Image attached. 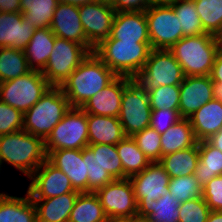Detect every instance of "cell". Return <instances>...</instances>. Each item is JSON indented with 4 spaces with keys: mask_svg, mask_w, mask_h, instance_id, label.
I'll return each instance as SVG.
<instances>
[{
    "mask_svg": "<svg viewBox=\"0 0 222 222\" xmlns=\"http://www.w3.org/2000/svg\"><path fill=\"white\" fill-rule=\"evenodd\" d=\"M116 77L117 75L92 52L59 87L66 95L71 107L81 108Z\"/></svg>",
    "mask_w": 222,
    "mask_h": 222,
    "instance_id": "obj_1",
    "label": "cell"
},
{
    "mask_svg": "<svg viewBox=\"0 0 222 222\" xmlns=\"http://www.w3.org/2000/svg\"><path fill=\"white\" fill-rule=\"evenodd\" d=\"M46 160L44 139L25 130L0 136V170L6 162L29 178Z\"/></svg>",
    "mask_w": 222,
    "mask_h": 222,
    "instance_id": "obj_2",
    "label": "cell"
},
{
    "mask_svg": "<svg viewBox=\"0 0 222 222\" xmlns=\"http://www.w3.org/2000/svg\"><path fill=\"white\" fill-rule=\"evenodd\" d=\"M151 50V43L104 39L93 52L117 76L136 79L143 70Z\"/></svg>",
    "mask_w": 222,
    "mask_h": 222,
    "instance_id": "obj_3",
    "label": "cell"
},
{
    "mask_svg": "<svg viewBox=\"0 0 222 222\" xmlns=\"http://www.w3.org/2000/svg\"><path fill=\"white\" fill-rule=\"evenodd\" d=\"M218 50L217 38L210 33L183 37L169 49L185 76L210 75Z\"/></svg>",
    "mask_w": 222,
    "mask_h": 222,
    "instance_id": "obj_4",
    "label": "cell"
},
{
    "mask_svg": "<svg viewBox=\"0 0 222 222\" xmlns=\"http://www.w3.org/2000/svg\"><path fill=\"white\" fill-rule=\"evenodd\" d=\"M70 108L61 88L51 86L40 100L24 113L23 130L46 140Z\"/></svg>",
    "mask_w": 222,
    "mask_h": 222,
    "instance_id": "obj_5",
    "label": "cell"
},
{
    "mask_svg": "<svg viewBox=\"0 0 222 222\" xmlns=\"http://www.w3.org/2000/svg\"><path fill=\"white\" fill-rule=\"evenodd\" d=\"M51 86L42 72L31 70L15 79L0 83V100L24 114Z\"/></svg>",
    "mask_w": 222,
    "mask_h": 222,
    "instance_id": "obj_6",
    "label": "cell"
},
{
    "mask_svg": "<svg viewBox=\"0 0 222 222\" xmlns=\"http://www.w3.org/2000/svg\"><path fill=\"white\" fill-rule=\"evenodd\" d=\"M151 110L148 93L137 79H132L124 87L118 115L125 136L149 127Z\"/></svg>",
    "mask_w": 222,
    "mask_h": 222,
    "instance_id": "obj_7",
    "label": "cell"
},
{
    "mask_svg": "<svg viewBox=\"0 0 222 222\" xmlns=\"http://www.w3.org/2000/svg\"><path fill=\"white\" fill-rule=\"evenodd\" d=\"M89 145L87 113L71 107L45 140L47 155L60 149H83Z\"/></svg>",
    "mask_w": 222,
    "mask_h": 222,
    "instance_id": "obj_8",
    "label": "cell"
},
{
    "mask_svg": "<svg viewBox=\"0 0 222 222\" xmlns=\"http://www.w3.org/2000/svg\"><path fill=\"white\" fill-rule=\"evenodd\" d=\"M184 78L181 65L169 50L152 49L136 79L148 93L160 86H180Z\"/></svg>",
    "mask_w": 222,
    "mask_h": 222,
    "instance_id": "obj_9",
    "label": "cell"
},
{
    "mask_svg": "<svg viewBox=\"0 0 222 222\" xmlns=\"http://www.w3.org/2000/svg\"><path fill=\"white\" fill-rule=\"evenodd\" d=\"M89 53L84 46L74 41L56 37L42 74L52 86H60Z\"/></svg>",
    "mask_w": 222,
    "mask_h": 222,
    "instance_id": "obj_10",
    "label": "cell"
},
{
    "mask_svg": "<svg viewBox=\"0 0 222 222\" xmlns=\"http://www.w3.org/2000/svg\"><path fill=\"white\" fill-rule=\"evenodd\" d=\"M152 49L169 50L182 38V28L172 6H150L145 11Z\"/></svg>",
    "mask_w": 222,
    "mask_h": 222,
    "instance_id": "obj_11",
    "label": "cell"
},
{
    "mask_svg": "<svg viewBox=\"0 0 222 222\" xmlns=\"http://www.w3.org/2000/svg\"><path fill=\"white\" fill-rule=\"evenodd\" d=\"M95 194L108 219L137 217V202L129 178L114 179Z\"/></svg>",
    "mask_w": 222,
    "mask_h": 222,
    "instance_id": "obj_12",
    "label": "cell"
},
{
    "mask_svg": "<svg viewBox=\"0 0 222 222\" xmlns=\"http://www.w3.org/2000/svg\"><path fill=\"white\" fill-rule=\"evenodd\" d=\"M29 179L31 182L27 192L31 199H47L68 192H79L73 188L66 174L48 160L44 161Z\"/></svg>",
    "mask_w": 222,
    "mask_h": 222,
    "instance_id": "obj_13",
    "label": "cell"
},
{
    "mask_svg": "<svg viewBox=\"0 0 222 222\" xmlns=\"http://www.w3.org/2000/svg\"><path fill=\"white\" fill-rule=\"evenodd\" d=\"M115 13L112 5L96 1L79 6L86 39L94 48L110 36Z\"/></svg>",
    "mask_w": 222,
    "mask_h": 222,
    "instance_id": "obj_14",
    "label": "cell"
},
{
    "mask_svg": "<svg viewBox=\"0 0 222 222\" xmlns=\"http://www.w3.org/2000/svg\"><path fill=\"white\" fill-rule=\"evenodd\" d=\"M129 179L137 203H151L169 192L170 177L159 162H151L142 172Z\"/></svg>",
    "mask_w": 222,
    "mask_h": 222,
    "instance_id": "obj_15",
    "label": "cell"
},
{
    "mask_svg": "<svg viewBox=\"0 0 222 222\" xmlns=\"http://www.w3.org/2000/svg\"><path fill=\"white\" fill-rule=\"evenodd\" d=\"M50 29L56 37L74 41L84 46L90 53L94 51V47L86 39L78 6L58 3Z\"/></svg>",
    "mask_w": 222,
    "mask_h": 222,
    "instance_id": "obj_16",
    "label": "cell"
},
{
    "mask_svg": "<svg viewBox=\"0 0 222 222\" xmlns=\"http://www.w3.org/2000/svg\"><path fill=\"white\" fill-rule=\"evenodd\" d=\"M213 81L207 76H185L180 88L179 114L189 118L208 101L213 100Z\"/></svg>",
    "mask_w": 222,
    "mask_h": 222,
    "instance_id": "obj_17",
    "label": "cell"
},
{
    "mask_svg": "<svg viewBox=\"0 0 222 222\" xmlns=\"http://www.w3.org/2000/svg\"><path fill=\"white\" fill-rule=\"evenodd\" d=\"M47 160L70 179L76 191L88 192V170L83 160L82 149H60L51 151Z\"/></svg>",
    "mask_w": 222,
    "mask_h": 222,
    "instance_id": "obj_18",
    "label": "cell"
},
{
    "mask_svg": "<svg viewBox=\"0 0 222 222\" xmlns=\"http://www.w3.org/2000/svg\"><path fill=\"white\" fill-rule=\"evenodd\" d=\"M131 78L117 76L102 91L93 95L81 108L87 114L118 118L124 87Z\"/></svg>",
    "mask_w": 222,
    "mask_h": 222,
    "instance_id": "obj_19",
    "label": "cell"
},
{
    "mask_svg": "<svg viewBox=\"0 0 222 222\" xmlns=\"http://www.w3.org/2000/svg\"><path fill=\"white\" fill-rule=\"evenodd\" d=\"M107 39L150 43L145 11L115 13L111 33Z\"/></svg>",
    "mask_w": 222,
    "mask_h": 222,
    "instance_id": "obj_20",
    "label": "cell"
},
{
    "mask_svg": "<svg viewBox=\"0 0 222 222\" xmlns=\"http://www.w3.org/2000/svg\"><path fill=\"white\" fill-rule=\"evenodd\" d=\"M35 30L34 26L25 22L21 12H0V47L24 51Z\"/></svg>",
    "mask_w": 222,
    "mask_h": 222,
    "instance_id": "obj_21",
    "label": "cell"
},
{
    "mask_svg": "<svg viewBox=\"0 0 222 222\" xmlns=\"http://www.w3.org/2000/svg\"><path fill=\"white\" fill-rule=\"evenodd\" d=\"M188 119L197 141H205L222 129V103L215 99L208 101Z\"/></svg>",
    "mask_w": 222,
    "mask_h": 222,
    "instance_id": "obj_22",
    "label": "cell"
},
{
    "mask_svg": "<svg viewBox=\"0 0 222 222\" xmlns=\"http://www.w3.org/2000/svg\"><path fill=\"white\" fill-rule=\"evenodd\" d=\"M80 192H68L53 198L32 199L37 222H68Z\"/></svg>",
    "mask_w": 222,
    "mask_h": 222,
    "instance_id": "obj_23",
    "label": "cell"
},
{
    "mask_svg": "<svg viewBox=\"0 0 222 222\" xmlns=\"http://www.w3.org/2000/svg\"><path fill=\"white\" fill-rule=\"evenodd\" d=\"M87 124L89 145H117L125 137L119 118L87 114Z\"/></svg>",
    "mask_w": 222,
    "mask_h": 222,
    "instance_id": "obj_24",
    "label": "cell"
},
{
    "mask_svg": "<svg viewBox=\"0 0 222 222\" xmlns=\"http://www.w3.org/2000/svg\"><path fill=\"white\" fill-rule=\"evenodd\" d=\"M56 36L50 28L36 29L30 42L24 49L31 70L42 72L53 51Z\"/></svg>",
    "mask_w": 222,
    "mask_h": 222,
    "instance_id": "obj_25",
    "label": "cell"
},
{
    "mask_svg": "<svg viewBox=\"0 0 222 222\" xmlns=\"http://www.w3.org/2000/svg\"><path fill=\"white\" fill-rule=\"evenodd\" d=\"M0 222H37L36 208L28 192L24 197L0 193Z\"/></svg>",
    "mask_w": 222,
    "mask_h": 222,
    "instance_id": "obj_26",
    "label": "cell"
},
{
    "mask_svg": "<svg viewBox=\"0 0 222 222\" xmlns=\"http://www.w3.org/2000/svg\"><path fill=\"white\" fill-rule=\"evenodd\" d=\"M180 204L167 192L151 203H137V217L147 222H179Z\"/></svg>",
    "mask_w": 222,
    "mask_h": 222,
    "instance_id": "obj_27",
    "label": "cell"
},
{
    "mask_svg": "<svg viewBox=\"0 0 222 222\" xmlns=\"http://www.w3.org/2000/svg\"><path fill=\"white\" fill-rule=\"evenodd\" d=\"M198 143L188 118H182L161 134V157Z\"/></svg>",
    "mask_w": 222,
    "mask_h": 222,
    "instance_id": "obj_28",
    "label": "cell"
},
{
    "mask_svg": "<svg viewBox=\"0 0 222 222\" xmlns=\"http://www.w3.org/2000/svg\"><path fill=\"white\" fill-rule=\"evenodd\" d=\"M198 162V143L193 147L162 156L159 161L170 179L194 175Z\"/></svg>",
    "mask_w": 222,
    "mask_h": 222,
    "instance_id": "obj_29",
    "label": "cell"
},
{
    "mask_svg": "<svg viewBox=\"0 0 222 222\" xmlns=\"http://www.w3.org/2000/svg\"><path fill=\"white\" fill-rule=\"evenodd\" d=\"M199 162L194 171L197 181L204 187L216 176L222 175V152L207 140L198 142Z\"/></svg>",
    "mask_w": 222,
    "mask_h": 222,
    "instance_id": "obj_30",
    "label": "cell"
},
{
    "mask_svg": "<svg viewBox=\"0 0 222 222\" xmlns=\"http://www.w3.org/2000/svg\"><path fill=\"white\" fill-rule=\"evenodd\" d=\"M116 149L123 166V179L142 172L151 163L132 136H125L116 145Z\"/></svg>",
    "mask_w": 222,
    "mask_h": 222,
    "instance_id": "obj_31",
    "label": "cell"
},
{
    "mask_svg": "<svg viewBox=\"0 0 222 222\" xmlns=\"http://www.w3.org/2000/svg\"><path fill=\"white\" fill-rule=\"evenodd\" d=\"M98 196L94 192L79 193L68 222H107Z\"/></svg>",
    "mask_w": 222,
    "mask_h": 222,
    "instance_id": "obj_32",
    "label": "cell"
},
{
    "mask_svg": "<svg viewBox=\"0 0 222 222\" xmlns=\"http://www.w3.org/2000/svg\"><path fill=\"white\" fill-rule=\"evenodd\" d=\"M57 5V0H21L20 12L35 29L50 28Z\"/></svg>",
    "mask_w": 222,
    "mask_h": 222,
    "instance_id": "obj_33",
    "label": "cell"
},
{
    "mask_svg": "<svg viewBox=\"0 0 222 222\" xmlns=\"http://www.w3.org/2000/svg\"><path fill=\"white\" fill-rule=\"evenodd\" d=\"M30 71L23 50L0 47V83L15 79Z\"/></svg>",
    "mask_w": 222,
    "mask_h": 222,
    "instance_id": "obj_34",
    "label": "cell"
},
{
    "mask_svg": "<svg viewBox=\"0 0 222 222\" xmlns=\"http://www.w3.org/2000/svg\"><path fill=\"white\" fill-rule=\"evenodd\" d=\"M172 7L181 24L182 38L206 33L193 0H179Z\"/></svg>",
    "mask_w": 222,
    "mask_h": 222,
    "instance_id": "obj_35",
    "label": "cell"
},
{
    "mask_svg": "<svg viewBox=\"0 0 222 222\" xmlns=\"http://www.w3.org/2000/svg\"><path fill=\"white\" fill-rule=\"evenodd\" d=\"M203 29L217 35L222 29V0H193Z\"/></svg>",
    "mask_w": 222,
    "mask_h": 222,
    "instance_id": "obj_36",
    "label": "cell"
},
{
    "mask_svg": "<svg viewBox=\"0 0 222 222\" xmlns=\"http://www.w3.org/2000/svg\"><path fill=\"white\" fill-rule=\"evenodd\" d=\"M83 160H86L88 170V192H96L114 179L100 165L98 151H91L88 147L82 149Z\"/></svg>",
    "mask_w": 222,
    "mask_h": 222,
    "instance_id": "obj_37",
    "label": "cell"
},
{
    "mask_svg": "<svg viewBox=\"0 0 222 222\" xmlns=\"http://www.w3.org/2000/svg\"><path fill=\"white\" fill-rule=\"evenodd\" d=\"M168 188L171 197L180 203L202 197V187L194 175L171 178Z\"/></svg>",
    "mask_w": 222,
    "mask_h": 222,
    "instance_id": "obj_38",
    "label": "cell"
},
{
    "mask_svg": "<svg viewBox=\"0 0 222 222\" xmlns=\"http://www.w3.org/2000/svg\"><path fill=\"white\" fill-rule=\"evenodd\" d=\"M87 147L91 151H98L100 165L113 179H123V166L116 145L93 144Z\"/></svg>",
    "mask_w": 222,
    "mask_h": 222,
    "instance_id": "obj_39",
    "label": "cell"
},
{
    "mask_svg": "<svg viewBox=\"0 0 222 222\" xmlns=\"http://www.w3.org/2000/svg\"><path fill=\"white\" fill-rule=\"evenodd\" d=\"M152 110H179L180 88L179 86H160L148 92Z\"/></svg>",
    "mask_w": 222,
    "mask_h": 222,
    "instance_id": "obj_40",
    "label": "cell"
},
{
    "mask_svg": "<svg viewBox=\"0 0 222 222\" xmlns=\"http://www.w3.org/2000/svg\"><path fill=\"white\" fill-rule=\"evenodd\" d=\"M132 138L138 148L144 153L150 162H159L161 159V134L155 129L147 127L135 133Z\"/></svg>",
    "mask_w": 222,
    "mask_h": 222,
    "instance_id": "obj_41",
    "label": "cell"
},
{
    "mask_svg": "<svg viewBox=\"0 0 222 222\" xmlns=\"http://www.w3.org/2000/svg\"><path fill=\"white\" fill-rule=\"evenodd\" d=\"M210 211L202 197L193 198L180 204L179 222H206Z\"/></svg>",
    "mask_w": 222,
    "mask_h": 222,
    "instance_id": "obj_42",
    "label": "cell"
},
{
    "mask_svg": "<svg viewBox=\"0 0 222 222\" xmlns=\"http://www.w3.org/2000/svg\"><path fill=\"white\" fill-rule=\"evenodd\" d=\"M24 114L0 100V136L23 130Z\"/></svg>",
    "mask_w": 222,
    "mask_h": 222,
    "instance_id": "obj_43",
    "label": "cell"
},
{
    "mask_svg": "<svg viewBox=\"0 0 222 222\" xmlns=\"http://www.w3.org/2000/svg\"><path fill=\"white\" fill-rule=\"evenodd\" d=\"M202 198L211 211H222V175L214 177L202 187Z\"/></svg>",
    "mask_w": 222,
    "mask_h": 222,
    "instance_id": "obj_44",
    "label": "cell"
},
{
    "mask_svg": "<svg viewBox=\"0 0 222 222\" xmlns=\"http://www.w3.org/2000/svg\"><path fill=\"white\" fill-rule=\"evenodd\" d=\"M182 117L179 110H151L149 127L155 129L159 134L165 133L172 125L176 124Z\"/></svg>",
    "mask_w": 222,
    "mask_h": 222,
    "instance_id": "obj_45",
    "label": "cell"
},
{
    "mask_svg": "<svg viewBox=\"0 0 222 222\" xmlns=\"http://www.w3.org/2000/svg\"><path fill=\"white\" fill-rule=\"evenodd\" d=\"M150 6V0H115L112 5L116 13L146 11Z\"/></svg>",
    "mask_w": 222,
    "mask_h": 222,
    "instance_id": "obj_46",
    "label": "cell"
},
{
    "mask_svg": "<svg viewBox=\"0 0 222 222\" xmlns=\"http://www.w3.org/2000/svg\"><path fill=\"white\" fill-rule=\"evenodd\" d=\"M213 82L222 83V50H218L210 73Z\"/></svg>",
    "mask_w": 222,
    "mask_h": 222,
    "instance_id": "obj_47",
    "label": "cell"
},
{
    "mask_svg": "<svg viewBox=\"0 0 222 222\" xmlns=\"http://www.w3.org/2000/svg\"><path fill=\"white\" fill-rule=\"evenodd\" d=\"M21 0H0V12H20Z\"/></svg>",
    "mask_w": 222,
    "mask_h": 222,
    "instance_id": "obj_48",
    "label": "cell"
},
{
    "mask_svg": "<svg viewBox=\"0 0 222 222\" xmlns=\"http://www.w3.org/2000/svg\"><path fill=\"white\" fill-rule=\"evenodd\" d=\"M207 141L222 152V129L212 135Z\"/></svg>",
    "mask_w": 222,
    "mask_h": 222,
    "instance_id": "obj_49",
    "label": "cell"
},
{
    "mask_svg": "<svg viewBox=\"0 0 222 222\" xmlns=\"http://www.w3.org/2000/svg\"><path fill=\"white\" fill-rule=\"evenodd\" d=\"M212 91H213V98L222 103V83L213 82Z\"/></svg>",
    "mask_w": 222,
    "mask_h": 222,
    "instance_id": "obj_50",
    "label": "cell"
},
{
    "mask_svg": "<svg viewBox=\"0 0 222 222\" xmlns=\"http://www.w3.org/2000/svg\"><path fill=\"white\" fill-rule=\"evenodd\" d=\"M206 222H222V211H210Z\"/></svg>",
    "mask_w": 222,
    "mask_h": 222,
    "instance_id": "obj_51",
    "label": "cell"
},
{
    "mask_svg": "<svg viewBox=\"0 0 222 222\" xmlns=\"http://www.w3.org/2000/svg\"><path fill=\"white\" fill-rule=\"evenodd\" d=\"M179 0H150L151 6H172Z\"/></svg>",
    "mask_w": 222,
    "mask_h": 222,
    "instance_id": "obj_52",
    "label": "cell"
},
{
    "mask_svg": "<svg viewBox=\"0 0 222 222\" xmlns=\"http://www.w3.org/2000/svg\"><path fill=\"white\" fill-rule=\"evenodd\" d=\"M58 3L71 4L75 6H82L93 2L94 0H57Z\"/></svg>",
    "mask_w": 222,
    "mask_h": 222,
    "instance_id": "obj_53",
    "label": "cell"
},
{
    "mask_svg": "<svg viewBox=\"0 0 222 222\" xmlns=\"http://www.w3.org/2000/svg\"><path fill=\"white\" fill-rule=\"evenodd\" d=\"M107 222H134V218H114L108 219Z\"/></svg>",
    "mask_w": 222,
    "mask_h": 222,
    "instance_id": "obj_54",
    "label": "cell"
},
{
    "mask_svg": "<svg viewBox=\"0 0 222 222\" xmlns=\"http://www.w3.org/2000/svg\"><path fill=\"white\" fill-rule=\"evenodd\" d=\"M216 38H217V42H218L219 49L222 50V29H221V31L216 35Z\"/></svg>",
    "mask_w": 222,
    "mask_h": 222,
    "instance_id": "obj_55",
    "label": "cell"
},
{
    "mask_svg": "<svg viewBox=\"0 0 222 222\" xmlns=\"http://www.w3.org/2000/svg\"><path fill=\"white\" fill-rule=\"evenodd\" d=\"M96 2H99V3H105V4H108V5H113L115 0H94Z\"/></svg>",
    "mask_w": 222,
    "mask_h": 222,
    "instance_id": "obj_56",
    "label": "cell"
},
{
    "mask_svg": "<svg viewBox=\"0 0 222 222\" xmlns=\"http://www.w3.org/2000/svg\"><path fill=\"white\" fill-rule=\"evenodd\" d=\"M134 222H147V221L139 219L138 217H134Z\"/></svg>",
    "mask_w": 222,
    "mask_h": 222,
    "instance_id": "obj_57",
    "label": "cell"
}]
</instances>
